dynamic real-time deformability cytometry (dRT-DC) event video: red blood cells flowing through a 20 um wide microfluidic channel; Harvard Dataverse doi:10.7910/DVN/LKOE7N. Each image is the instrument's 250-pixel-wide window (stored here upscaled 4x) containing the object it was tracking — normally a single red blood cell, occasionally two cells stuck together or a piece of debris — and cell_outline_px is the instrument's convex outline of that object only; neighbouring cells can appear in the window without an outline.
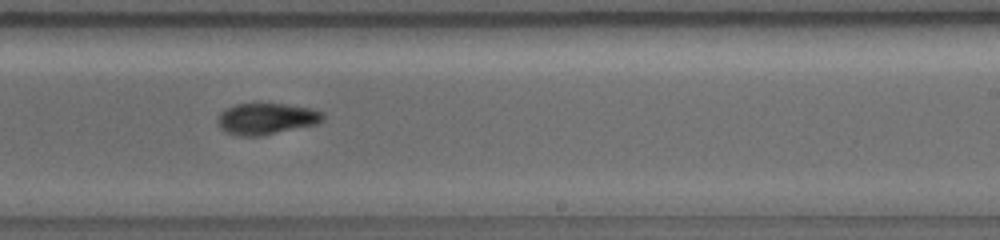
{"species": "common noctule bat (a hibernating species)", "species_latin": "Nyctalus noctula", "temperature_condition": "warm", "stored_images_in_passage": 30, "camera_frame_rate_fps": 5000, "um_per_image_px": 0.085, "animal": {"sex": "female", "body_mass_g": 19.0, "forearm_length_mm": 56.7}, "frame": {"image": 1, "passage_image": 18, "time_ms": 5.4, "image_size_px": [1000, 240], "cell_outline_px": [[324, 120], [316, 124], [264, 136], [236, 136], [220, 128], [216, 120], [220, 112], [236, 104], [284, 104], [312, 108], [324, 112]], "centroid_in_image_um": [22.66, 10.1], "position_along_channel_um": 266.3, "area_um2": 19.36}}